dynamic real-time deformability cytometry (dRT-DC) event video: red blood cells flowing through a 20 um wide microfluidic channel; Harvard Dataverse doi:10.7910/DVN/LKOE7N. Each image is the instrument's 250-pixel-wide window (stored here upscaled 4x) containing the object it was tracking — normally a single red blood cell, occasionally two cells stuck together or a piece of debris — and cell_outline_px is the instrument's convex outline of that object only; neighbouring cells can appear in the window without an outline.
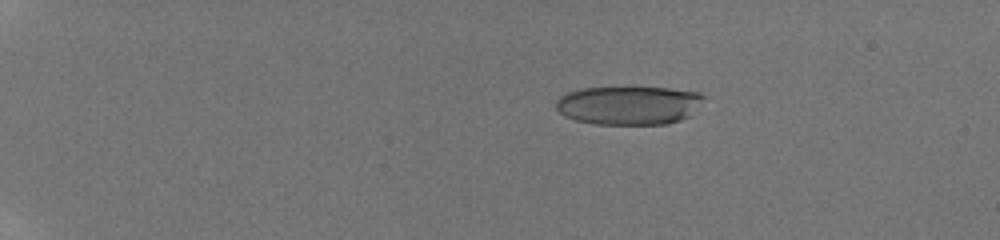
{"species": "human", "species_latin": "Homo sapiens", "temperature_condition": "room temperature", "stored_images_in_passage": 19, "camera_frame_rate_fps": 3000, "um_per_image_px": 0.085, "donor": {"sex": "male"}, "frame": {"image": 1, "passage_image": 8, "time_ms": 3.333, "image_size_px": [1000, 240], "cell_outline_px": [[704, 96], [692, 116], [668, 124], [596, 124], [576, 120], [564, 116], [556, 108], [556, 100], [560, 96], [568, 92], [584, 88], [668, 88], [700, 92]], "centroid_in_image_um": [53.46, 8.96], "position_along_channel_um": 31.5, "area_um2": 33.23}}
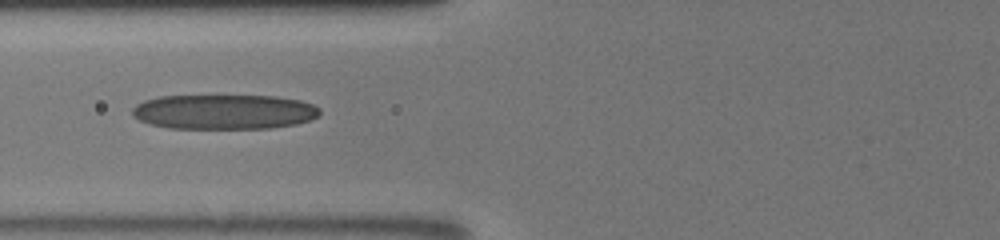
{"frame": {"image": 2, "passage_image": 16, "time_ms": 8.0, "image_size_px": [1000, 240], "cell_outline_px": [[320, 116], [296, 124], [272, 128], [168, 128], [152, 124], [140, 120], [132, 116], [132, 108], [136, 104], [144, 100], [160, 96], [276, 96], [300, 100], [312, 104], [320, 108]], "centroid_in_image_um": [19.05, 9.5], "position_along_channel_um": 106.7, "area_um2": 38.09}}
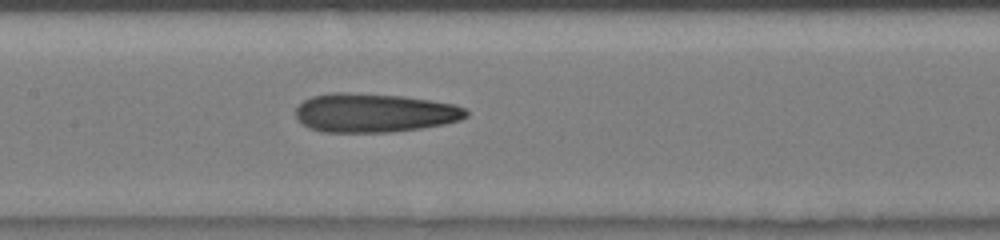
{"frame": {"image": 3, "passage_image": 19, "time_ms": 9.667, "image_size_px": [1000, 240], "cell_outline_px": [[468, 116], [460, 120], [444, 124], [420, 128], [388, 132], [320, 132], [308, 128], [296, 120], [296, 108], [304, 100], [312, 96], [332, 92], [348, 92], [404, 96], [452, 104], [464, 108], [468, 112]], "centroid_in_image_um": [31.76, 9.59], "position_along_channel_um": 175.6, "area_um2": 38.73}}